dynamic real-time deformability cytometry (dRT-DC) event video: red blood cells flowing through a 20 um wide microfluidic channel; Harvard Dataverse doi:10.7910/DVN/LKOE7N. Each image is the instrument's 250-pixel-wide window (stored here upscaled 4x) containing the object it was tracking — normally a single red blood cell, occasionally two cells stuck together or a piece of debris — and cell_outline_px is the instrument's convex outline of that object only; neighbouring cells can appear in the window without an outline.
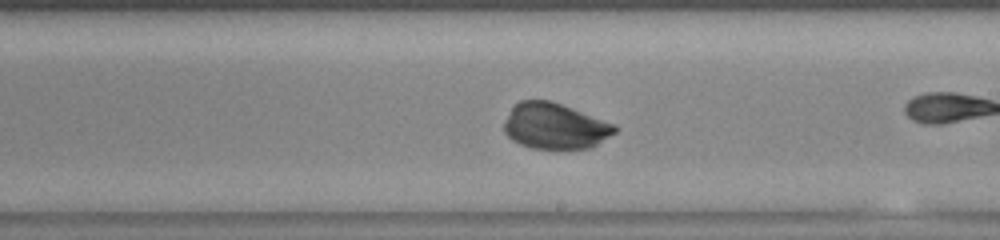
{"species": "common noctule bat (a hibernating species)", "species_latin": "Nyctalus noctula", "temperature_condition": "warm", "stored_images_in_passage": 37, "camera_frame_rate_fps": 3000, "um_per_image_px": 0.085, "animal": {"sex": "female", "body_mass_g": 23.0, "forearm_length_mm": 53.4}, "frame": {"image": 1, "passage_image": 27, "time_ms": 8.667, "image_size_px": [1000, 240], "cell_outline_px": [[616, 132], [596, 144], [588, 148], [532, 148], [520, 144], [512, 140], [504, 132], [504, 120], [512, 108], [520, 100], [552, 100], [616, 124]], "centroid_in_image_um": [47.15, 10.7], "position_along_channel_um": 241.8, "area_um2": 29.48}}